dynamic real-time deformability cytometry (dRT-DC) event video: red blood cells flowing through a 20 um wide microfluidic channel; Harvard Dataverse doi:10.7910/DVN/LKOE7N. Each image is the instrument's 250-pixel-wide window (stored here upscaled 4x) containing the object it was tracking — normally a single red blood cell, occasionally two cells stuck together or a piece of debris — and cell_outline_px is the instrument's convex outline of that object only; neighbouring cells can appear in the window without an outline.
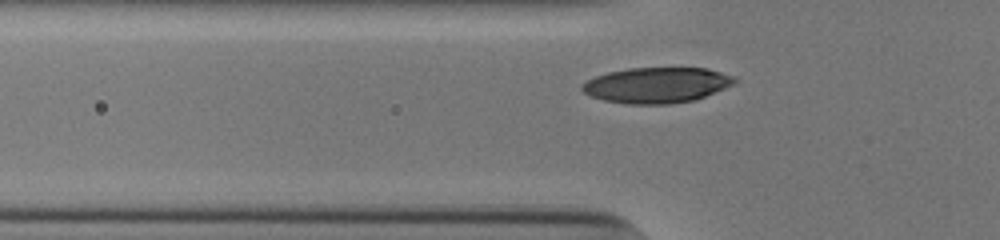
{"species": "human", "species_latin": "Homo sapiens", "temperature_condition": "cold", "stored_images_in_passage": 33, "camera_frame_rate_fps": 3000, "um_per_image_px": 0.085, "donor": {"sex": "male"}, "frame": {"image": 1, "passage_image": 8, "time_ms": 2.333, "image_size_px": [1000, 240], "cell_outline_px": [[740, 80], [736, 84], [696, 100], [668, 104], [628, 104], [604, 100], [592, 96], [584, 92], [580, 88], [580, 84], [596, 76], [608, 72], [628, 68], [708, 68], [736, 76]], "centroid_in_image_um": [55.89, 7.23], "position_along_channel_um": 69.9, "area_um2": 31.96}}
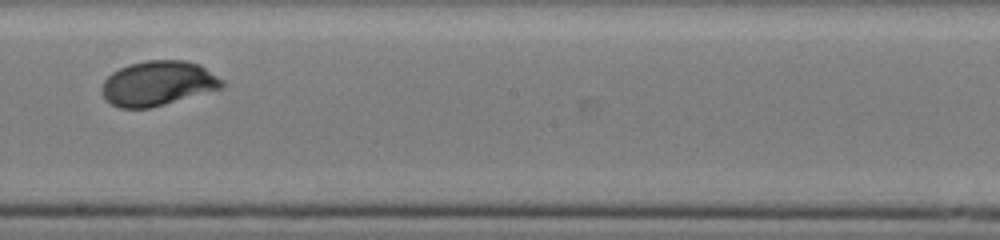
{"frame": {"image": 2, "passage_image": 21, "time_ms": 6.667, "image_size_px": [1000, 240], "cell_outline_px": [[224, 88], [164, 104], [148, 108], [120, 108], [104, 100], [100, 88], [104, 80], [112, 72], [128, 64], [148, 60], [184, 60], [200, 64], [224, 80]], "centroid_in_image_um": [13.42, 7.08], "position_along_channel_um": 234.8, "area_um2": 31.56}}
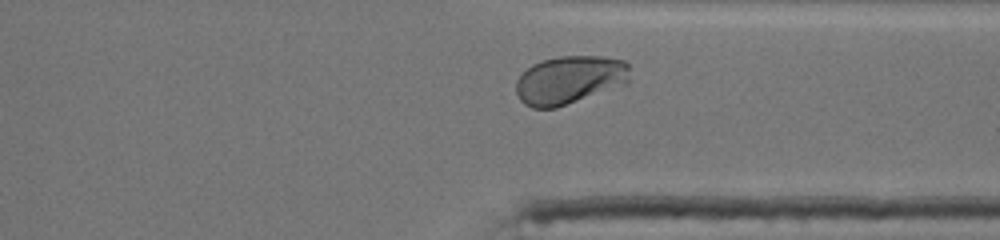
{"frame": {"image": 3, "passage_image": 31, "time_ms": 10.0, "image_size_px": [1000, 240], "cell_outline_px": [[628, 84], [556, 108], [532, 108], [524, 104], [520, 100], [516, 92], [516, 80], [532, 64], [544, 60], [560, 56], [600, 56], [624, 60], [628, 64]], "centroid_in_image_um": [48.42, 6.8], "position_along_channel_um": 363.0, "area_um2": 32.08}, "authors_computed_cell_mechanics": {"area_um2": 31.1542, "velocity_mm_per_s": 3.8258, "shape_relaxation_time_tau1_ms": 2.0677, "shape_relaxation_time_tau2_ms": null, "deformation_change_tau1": 0.1277, "deformation_change_tau2": null}}